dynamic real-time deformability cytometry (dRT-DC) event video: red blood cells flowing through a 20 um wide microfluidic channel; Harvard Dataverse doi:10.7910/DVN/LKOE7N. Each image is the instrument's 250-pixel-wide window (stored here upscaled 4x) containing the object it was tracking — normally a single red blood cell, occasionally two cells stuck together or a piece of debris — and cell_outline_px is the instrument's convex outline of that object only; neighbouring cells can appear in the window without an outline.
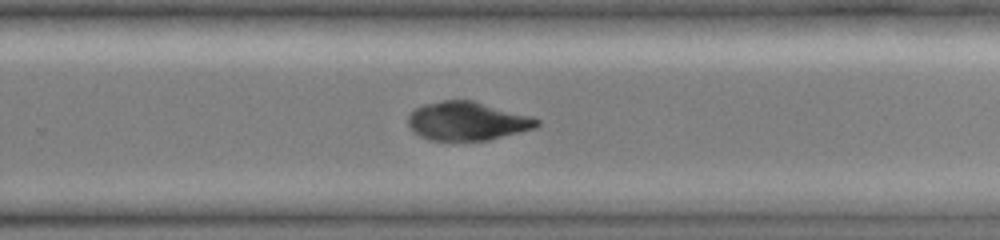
{"species": "common noctule bat (a hibernating species)", "species_latin": "Nyctalus noctula", "temperature_condition": "cold", "stored_images_in_passage": 39, "segment_of_instrument_passage": [2, 2], "camera_frame_rate_fps": 3000, "um_per_image_px": 0.085, "animal": {"sex": "female", "body_mass_g": 19.0, "forearm_length_mm": 51.5}, "frame": {"image": 1, "passage_image": 24, "time_ms": 7.667, "image_size_px": [1000, 240], "cell_outline_px": [[540, 124], [536, 128], [488, 140], [428, 140], [412, 132], [408, 124], [408, 116], [416, 108], [424, 104], [444, 100], [472, 100], [532, 116], [540, 120]], "centroid_in_image_um": [39.72, 10.29], "position_along_channel_um": 290.1, "area_um2": 29.02}}
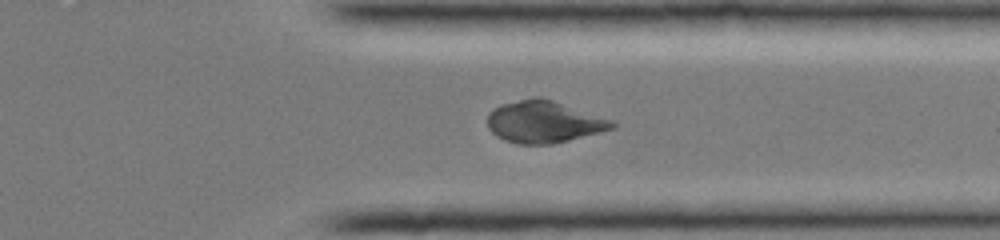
{"frame": {"image": 2, "passage_image": 29, "time_ms": 9.333, "image_size_px": [1000, 240], "cell_outline_px": [[616, 128], [552, 144], [520, 144], [504, 140], [496, 136], [488, 128], [488, 112], [500, 104], [532, 96], [540, 96], [612, 120], [616, 124]], "centroid_in_image_um": [46.19, 10.35], "position_along_channel_um": 365.2, "area_um2": 30.46}}
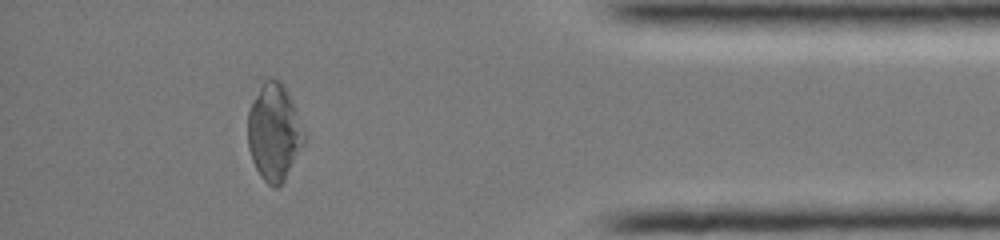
{"frame": {"image": 3, "passage_image": 34, "time_ms": 11.0, "image_size_px": [1000, 240], "cell_outline_px": [[308, 136], [304, 144], [284, 180], [276, 188], [272, 188], [260, 176], [252, 160], [248, 148], [248, 108], [264, 80], [268, 76], [272, 76], [280, 80]], "centroid_in_image_um": [23.29, 11.24], "position_along_channel_um": 411.9, "area_um2": 31.79}}